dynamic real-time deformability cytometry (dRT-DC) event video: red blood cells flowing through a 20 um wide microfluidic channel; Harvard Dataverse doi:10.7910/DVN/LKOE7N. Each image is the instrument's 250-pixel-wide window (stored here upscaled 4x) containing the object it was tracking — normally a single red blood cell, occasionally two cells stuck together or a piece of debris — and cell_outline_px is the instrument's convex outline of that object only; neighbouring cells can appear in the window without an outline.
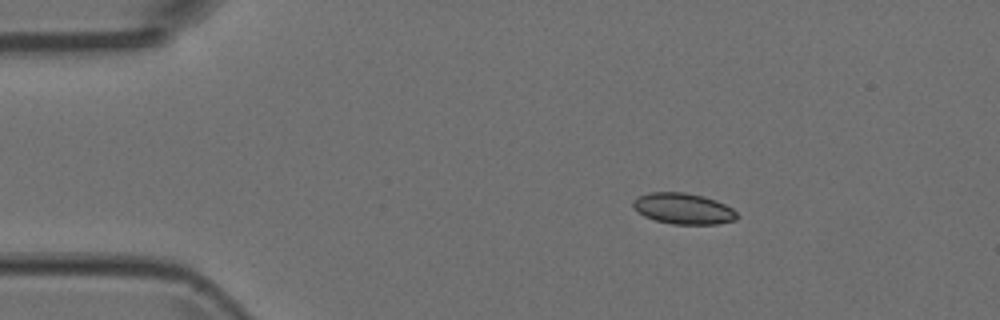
{"species": "Egyptian fruit bat (a non-hibernating species)", "species_latin": "Rousettus aegyptiacus", "temperature_condition": "room temperature", "stored_images_in_passage": 2, "camera_frame_rate_fps": 3000, "um_per_image_px": 0.085, "animal": {"sex": "female"}, "frame": {"image": 1, "passage_image": 1, "time_ms": 0.0, "image_size_px": [1000, 320], "cell_outline_px": [[736, 220], [716, 224], [672, 224], [656, 220], [644, 216], [632, 208], [632, 200], [648, 192], [684, 192], [704, 196], [716, 200], [732, 208], [736, 212]], "centroid_in_image_um": [58.05, 17.72], "position_along_channel_um": 27.0, "area_um2": 18.79}}